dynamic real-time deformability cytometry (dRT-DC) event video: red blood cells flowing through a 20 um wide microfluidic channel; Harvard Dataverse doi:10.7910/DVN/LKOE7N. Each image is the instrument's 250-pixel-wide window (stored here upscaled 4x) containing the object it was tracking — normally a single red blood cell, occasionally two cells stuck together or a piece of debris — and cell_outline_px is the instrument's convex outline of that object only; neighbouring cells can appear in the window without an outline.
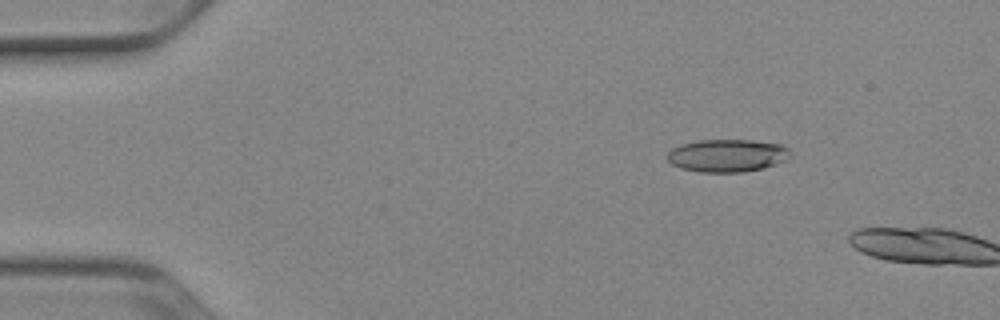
{"species": "Egyptian fruit bat (a non-hibernating species)", "species_latin": "Rousettus aegyptiacus", "temperature_condition": "cold", "stored_images_in_passage": 5, "camera_frame_rate_fps": 3000, "um_per_image_px": 0.085, "animal": {"sex": "female"}, "frame": {"image": 1, "passage_image": 3, "time_ms": 0.667, "image_size_px": [1000, 320], "cell_outline_px": [[792, 156], [788, 160], [764, 168], [744, 172], [700, 172], [680, 168], [672, 164], [668, 160], [668, 152], [672, 148], [680, 144], [696, 140], [752, 140], [780, 144], [788, 148]], "centroid_in_image_um": [61.84, 13.22], "position_along_channel_um": 23.2, "area_um2": 23.7}}